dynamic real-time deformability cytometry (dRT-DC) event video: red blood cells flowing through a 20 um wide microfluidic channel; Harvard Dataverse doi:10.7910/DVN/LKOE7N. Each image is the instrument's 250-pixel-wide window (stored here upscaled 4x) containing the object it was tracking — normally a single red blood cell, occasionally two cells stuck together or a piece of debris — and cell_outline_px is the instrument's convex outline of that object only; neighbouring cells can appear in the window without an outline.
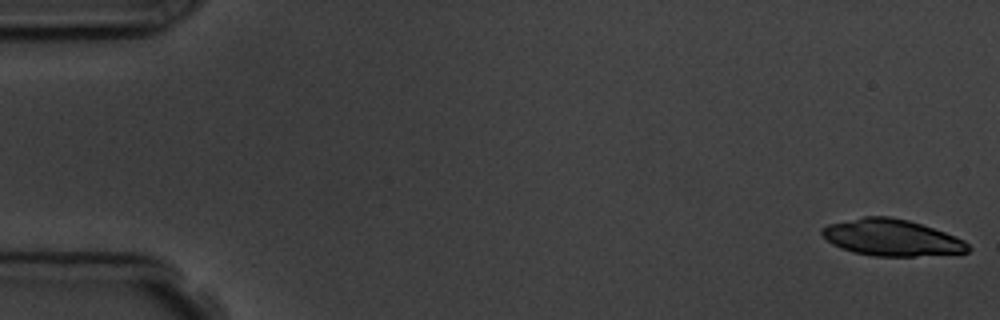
{"species": "common noctule bat (a hibernating species)", "species_latin": "Nyctalus noctula", "temperature_condition": "room temperature", "stored_images_in_passage": 6, "camera_frame_rate_fps": 3000, "um_per_image_px": 0.085, "animal": {"sex": "male", "body_mass_g": 19.5, "forearm_length_mm": 54.6}, "frame": {"image": 1, "passage_image": 1, "time_ms": 0.0, "image_size_px": [1000, 320], "cell_outline_px": [[972, 248], [968, 252], [916, 256], [872, 256], [852, 252], [840, 248], [832, 244], [820, 232], [820, 228], [828, 224], [864, 216], [888, 216], [908, 220], [944, 232], [964, 240]], "centroid_in_image_um": [75.76, 20.2], "position_along_channel_um": 9.2, "area_um2": 31.04}}